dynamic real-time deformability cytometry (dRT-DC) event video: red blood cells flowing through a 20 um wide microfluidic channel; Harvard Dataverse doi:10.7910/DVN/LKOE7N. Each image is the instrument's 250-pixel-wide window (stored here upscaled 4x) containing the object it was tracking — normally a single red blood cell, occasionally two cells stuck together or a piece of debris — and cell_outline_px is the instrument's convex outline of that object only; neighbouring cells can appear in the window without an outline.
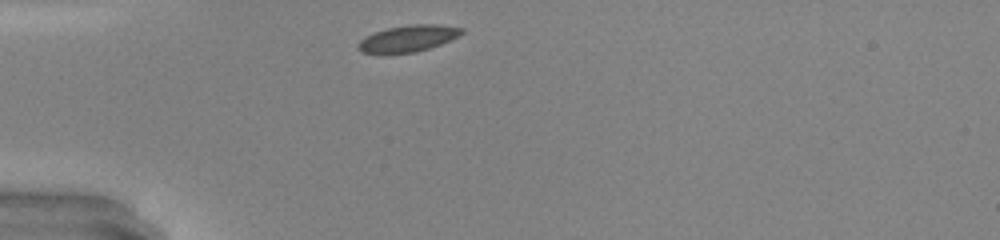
{"species": "common noctule bat (a hibernating species)", "species_latin": "Nyctalus noctula", "temperature_condition": "warm", "stored_images_in_passage": 27, "camera_frame_rate_fps": 3000, "um_per_image_px": 0.085, "animal": {"sex": "male", "body_mass_g": 20.0, "forearm_length_mm": 53.3}, "frame": {"image": 1, "passage_image": 1, "time_ms": 0.0, "image_size_px": [1000, 240], "cell_outline_px": [[464, 32], [460, 36], [440, 44], [416, 52], [380, 56], [360, 52], [356, 48], [356, 44], [364, 36], [388, 28], [416, 24], [436, 24], [464, 28]], "centroid_in_image_um": [34.61, 3.32], "position_along_channel_um": 50.4, "area_um2": 16.53}}